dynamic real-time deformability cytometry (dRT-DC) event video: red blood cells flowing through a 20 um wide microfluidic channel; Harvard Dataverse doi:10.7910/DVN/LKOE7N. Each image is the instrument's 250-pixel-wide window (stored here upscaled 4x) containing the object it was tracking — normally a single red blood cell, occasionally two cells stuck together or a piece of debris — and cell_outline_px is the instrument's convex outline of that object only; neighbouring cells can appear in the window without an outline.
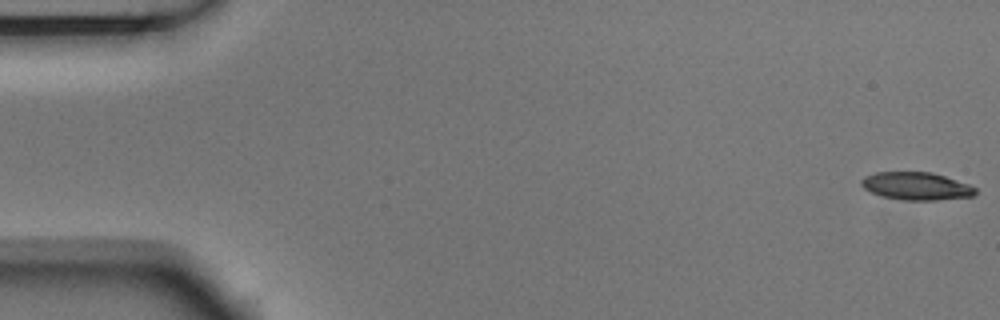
{"species": "Egyptian fruit bat (a non-hibernating species)", "species_latin": "Rousettus aegyptiacus", "temperature_condition": "room temperature", "stored_images_in_passage": 5, "camera_frame_rate_fps": 3000, "um_per_image_px": 0.085, "animal": {"sex": "male"}, "frame": {"image": 1, "passage_image": 1, "time_ms": 0.0, "image_size_px": [1000, 320], "cell_outline_px": [[976, 192], [972, 196], [936, 200], [904, 200], [880, 196], [864, 188], [860, 184], [860, 180], [864, 176], [876, 172], [932, 172], [968, 184], [976, 188]], "centroid_in_image_um": [77.85, 15.81], "position_along_channel_um": 7.2, "area_um2": 18.38}}
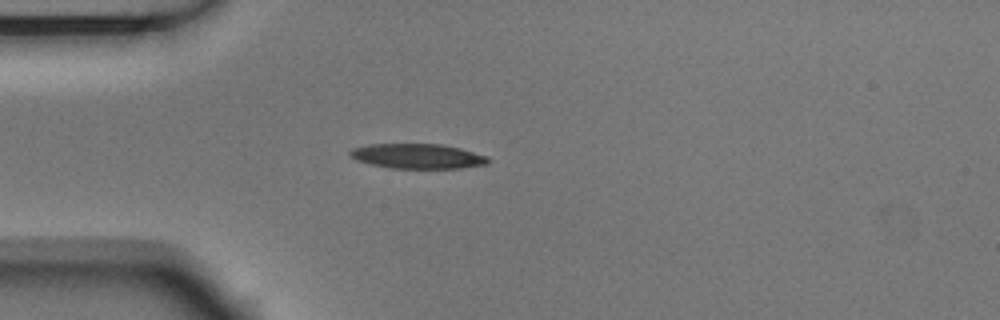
{"frame": {"image": 2, "passage_image": 4, "time_ms": 1.0, "image_size_px": [1000, 320], "cell_outline_px": [[492, 160], [488, 164], [460, 168], [392, 168], [372, 164], [356, 160], [348, 156], [348, 152], [352, 148], [368, 144], [440, 144], [460, 148], [488, 156]], "centroid_in_image_um": [35.5, 13.27], "position_along_channel_um": 49.5, "area_um2": 20.11}}